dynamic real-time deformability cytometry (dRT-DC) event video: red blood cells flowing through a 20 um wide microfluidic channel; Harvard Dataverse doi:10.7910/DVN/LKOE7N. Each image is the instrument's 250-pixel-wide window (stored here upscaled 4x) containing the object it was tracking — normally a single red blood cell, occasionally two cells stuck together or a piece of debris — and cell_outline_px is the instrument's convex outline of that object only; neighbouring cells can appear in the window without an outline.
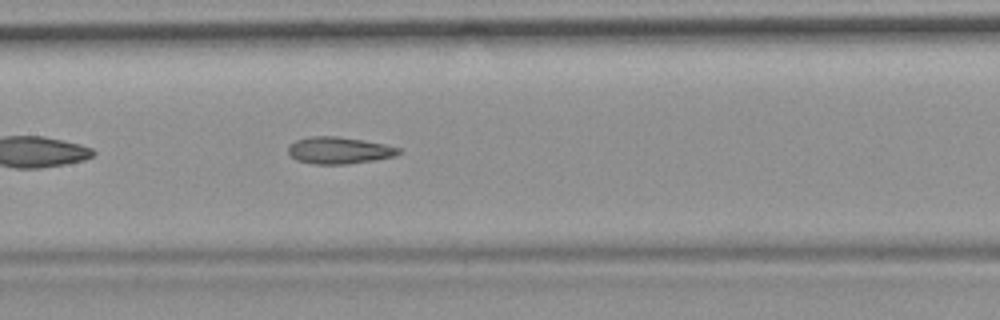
{"species": "common noctule bat (a hibernating species)", "species_latin": "Nyctalus noctula", "temperature_condition": "room temperature", "stored_images_in_passage": 40, "camera_frame_rate_fps": 3000, "um_per_image_px": 0.085, "animal": {"sex": "female", "body_mass_g": 19.9}, "frame": {"image": 1, "passage_image": 12, "time_ms": 3.667, "image_size_px": [1000, 320], "cell_outline_px": [[400, 152], [396, 156], [348, 164], [316, 164], [296, 160], [288, 152], [288, 148], [296, 140], [312, 136], [336, 136], [364, 140], [384, 144], [400, 148]], "centroid_in_image_um": [28.83, 12.78], "position_along_channel_um": 178.6, "area_um2": 17.11}, "authors_computed_cell_mechanics": {"area_um2": 17.7157, "velocity_mm_per_s": 3.7125, "shape_relaxation_time_tau1_ms": null, "shape_relaxation_time_tau2_ms": 2.4577, "deformation_change_tau1": null, "deformation_change_tau2": 0.1069}}